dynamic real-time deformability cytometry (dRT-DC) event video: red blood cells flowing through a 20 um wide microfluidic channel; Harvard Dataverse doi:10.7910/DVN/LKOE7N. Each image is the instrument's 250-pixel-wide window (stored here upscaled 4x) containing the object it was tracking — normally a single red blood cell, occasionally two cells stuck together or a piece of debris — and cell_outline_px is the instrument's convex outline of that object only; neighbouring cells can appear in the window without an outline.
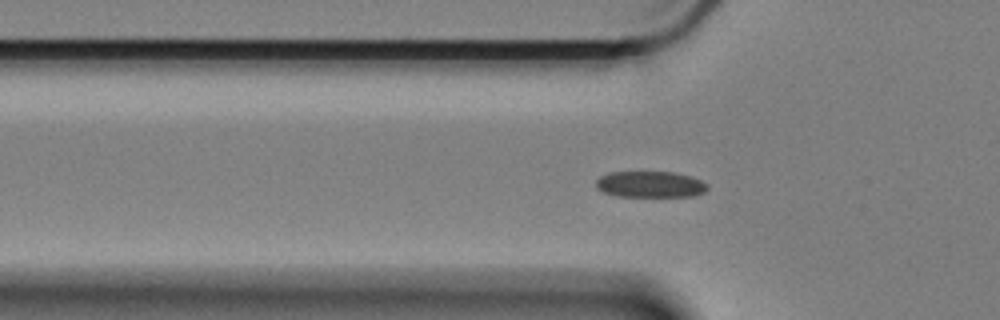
{"species": "Egyptian fruit bat (a non-hibernating species)", "species_latin": "Rousettus aegyptiacus", "temperature_condition": "cold", "stored_images_in_passage": 55, "camera_frame_rate_fps": 3000, "um_per_image_px": 0.085, "animal": {"sex": "female"}, "frame": {"image": 1, "passage_image": 20, "time_ms": 6.333, "image_size_px": [1000, 320], "cell_outline_px": [[708, 188], [704, 192], [692, 196], [616, 196], [604, 192], [596, 188], [596, 180], [600, 176], [608, 172], [672, 172], [688, 176], [700, 180], [708, 184]], "centroid_in_image_um": [55.24, 15.67], "position_along_channel_um": 70.6, "area_um2": 16.94}}
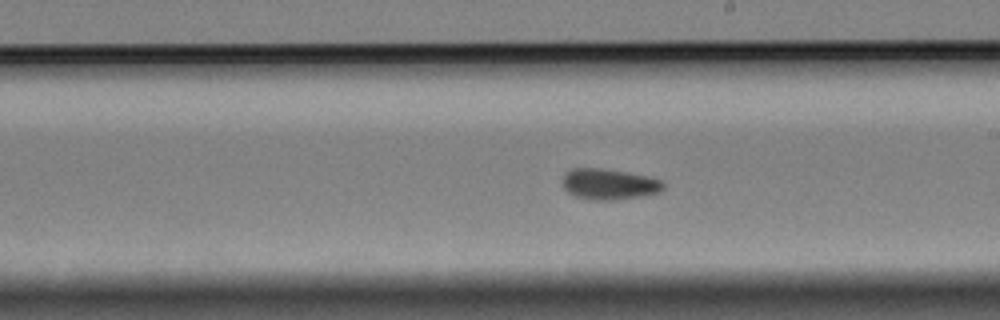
{"frame": {"image": 2, "passage_image": 35, "time_ms": 11.333, "image_size_px": [1000, 320], "cell_outline_px": [[664, 188], [660, 192], [640, 196], [616, 200], [592, 200], [576, 196], [568, 192], [564, 188], [564, 172], [572, 168], [600, 168], [628, 172], [648, 176], [660, 180], [664, 184]], "centroid_in_image_um": [51.77, 15.65], "position_along_channel_um": 237.2, "area_um2": 18.09}}
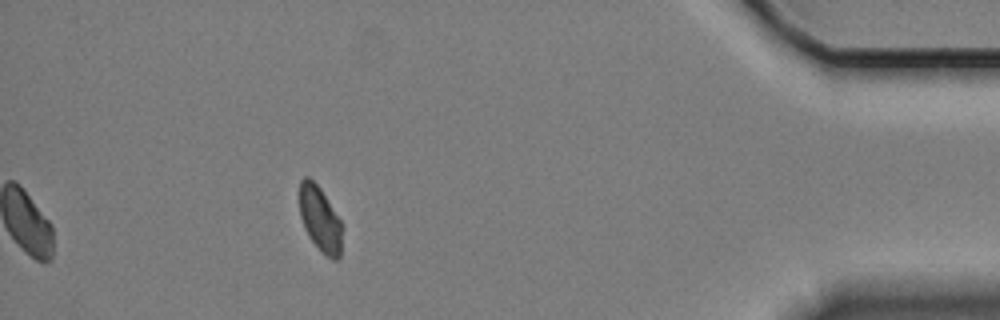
{"frame": {"image": 3, "passage_image": 55, "time_ms": 18.0, "image_size_px": [1000, 320], "cell_outline_px": [[344, 228], [340, 256], [336, 260], [332, 260], [308, 236], [304, 228], [300, 216], [300, 180], [304, 176], [308, 176], [320, 188], [340, 220]], "centroid_in_image_um": [27.22, 18.62], "position_along_channel_um": 408.0, "area_um2": 16.13}, "authors_computed_cell_mechanics": {"area_um2": 17.918, "velocity_mm_per_s": 3.3173, "shape_relaxation_time_tau1_ms": null, "shape_relaxation_time_tau2_ms": 2.8989, "deformation_change_tau1": null, "deformation_change_tau2": 0.05}}